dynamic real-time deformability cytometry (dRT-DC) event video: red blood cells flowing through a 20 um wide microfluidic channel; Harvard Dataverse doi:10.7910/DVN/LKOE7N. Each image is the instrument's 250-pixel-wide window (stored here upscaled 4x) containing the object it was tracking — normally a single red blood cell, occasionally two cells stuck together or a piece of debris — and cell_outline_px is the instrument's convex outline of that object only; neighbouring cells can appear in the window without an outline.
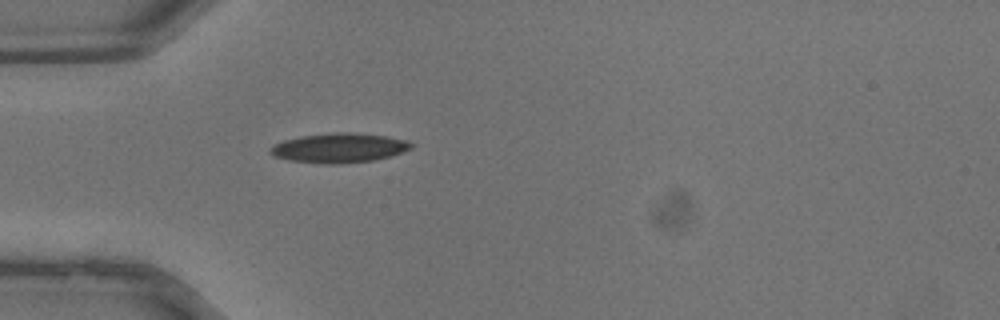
{"species": "common noctule bat (a hibernating species)", "species_latin": "Nyctalus noctula", "temperature_condition": "warm", "stored_images_in_passage": 8, "camera_frame_rate_fps": 3000, "um_per_image_px": 0.085, "animal": {"sex": "male", "body_mass_g": 13.3}, "frame": {"image": 1, "passage_image": 1, "time_ms": 0.0, "image_size_px": [1000, 320], "cell_outline_px": [[412, 148], [388, 156], [372, 160], [332, 164], [324, 164], [288, 160], [276, 156], [268, 152], [268, 148], [272, 144], [284, 140], [300, 136], [332, 132], [352, 132], [384, 136], [408, 140], [412, 144]], "centroid_in_image_um": [28.75, 12.56], "position_along_channel_um": 56.2, "area_um2": 24.1}}
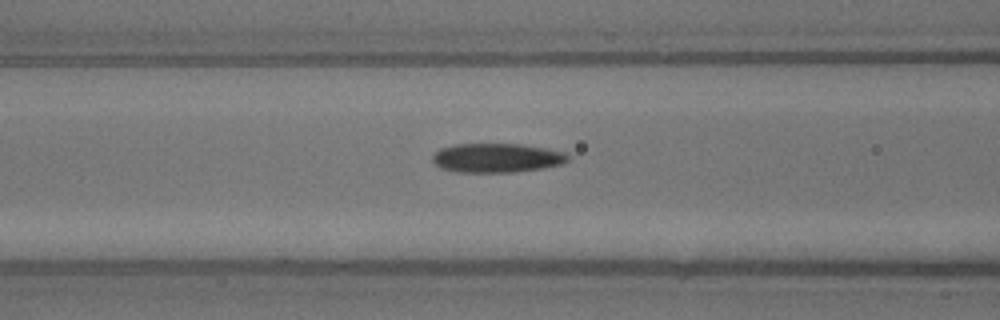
{"frame": {"image": 2, "passage_image": 5, "time_ms": 1.333, "image_size_px": [1000, 320], "cell_outline_px": [[572, 156], [564, 164], [544, 168], [512, 172], [456, 172], [440, 168], [432, 160], [432, 156], [440, 148], [452, 144], [520, 144], [568, 152]], "centroid_in_image_um": [42.27, 13.42], "position_along_channel_um": 124.3, "area_um2": 23.29}}
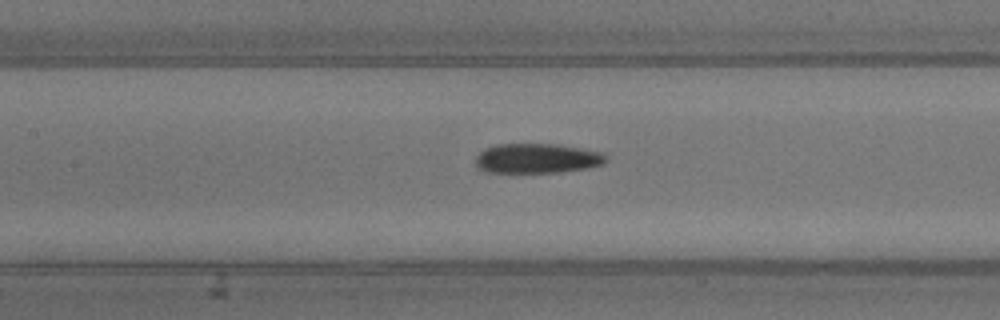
{"frame": {"image": 3, "passage_image": 7, "time_ms": 2.0, "image_size_px": [1000, 320], "cell_outline_px": [[608, 160], [604, 164], [588, 168], [560, 172], [488, 172], [480, 168], [476, 164], [476, 156], [484, 148], [496, 144], [556, 144], [604, 152], [608, 156]], "centroid_in_image_um": [45.71, 13.45], "position_along_channel_um": 161.7, "area_um2": 22.72}}